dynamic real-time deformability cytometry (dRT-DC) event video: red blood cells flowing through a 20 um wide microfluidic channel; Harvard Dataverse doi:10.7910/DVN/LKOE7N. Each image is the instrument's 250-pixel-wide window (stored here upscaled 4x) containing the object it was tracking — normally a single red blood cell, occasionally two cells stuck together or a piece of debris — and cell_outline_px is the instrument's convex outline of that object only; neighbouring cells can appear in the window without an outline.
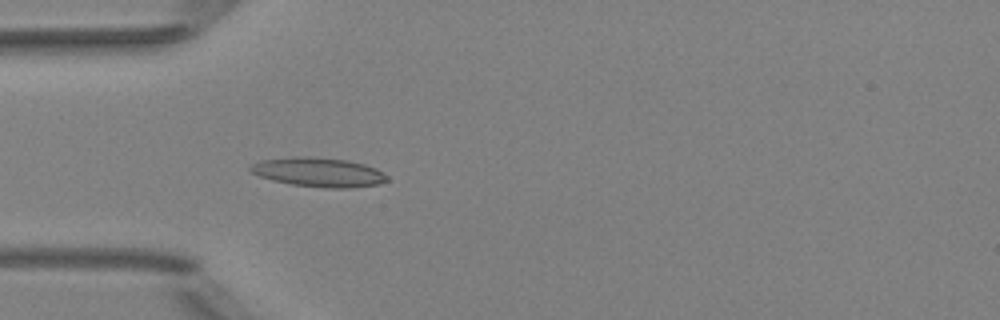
{"species": "Egyptian fruit bat (a non-hibernating species)", "species_latin": "Rousettus aegyptiacus", "temperature_condition": "room temperature", "stored_images_in_passage": 51, "camera_frame_rate_fps": 3000, "um_per_image_px": 0.085, "animal": {"sex": "female"}, "frame": {"image": 1, "passage_image": 15, "time_ms": 4.667, "image_size_px": [1000, 320], "cell_outline_px": [[388, 180], [376, 184], [352, 188], [324, 188], [292, 184], [272, 180], [260, 176], [252, 172], [248, 168], [252, 164], [260, 160], [296, 156], [304, 156], [344, 160], [364, 164], [376, 168], [388, 176]], "centroid_in_image_um": [27.07, 14.64], "position_along_channel_um": 57.9, "area_um2": 23.12}}
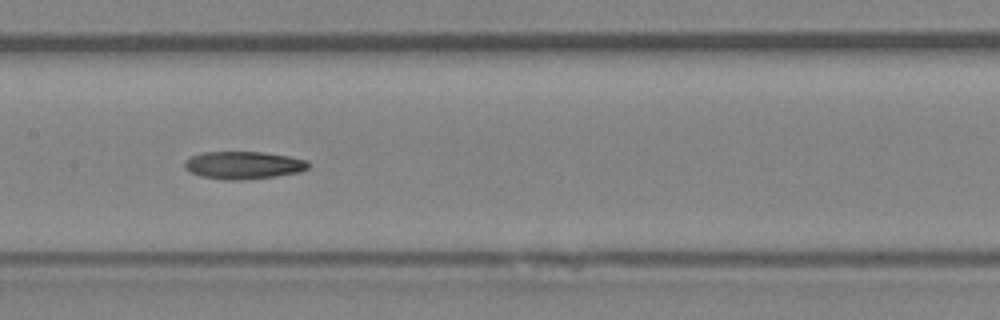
{"frame": {"image": 2, "passage_image": 25, "time_ms": 8.0, "image_size_px": [1000, 320], "cell_outline_px": [[308, 168], [300, 172], [276, 176], [240, 180], [228, 180], [200, 176], [184, 168], [184, 160], [192, 156], [204, 152], [264, 152], [288, 156], [308, 160]], "centroid_in_image_um": [20.69, 14.04], "position_along_channel_um": 186.7, "area_um2": 19.88}}
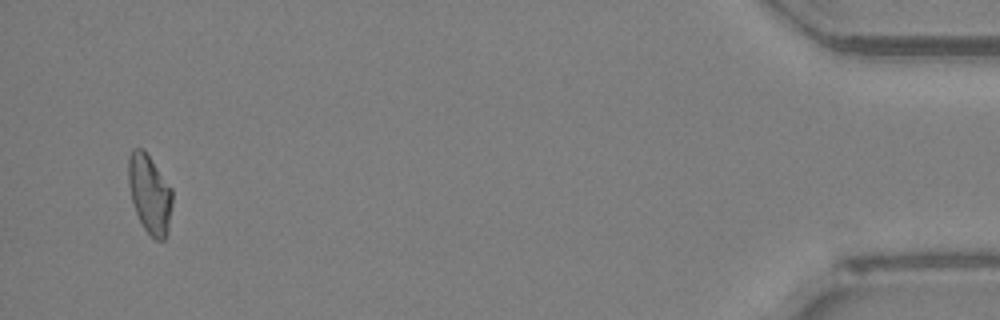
{"frame": {"image": 3, "passage_image": 49, "time_ms": 16.0, "image_size_px": [1000, 320], "cell_outline_px": [[172, 204], [168, 232], [164, 240], [156, 240], [144, 228], [136, 212], [132, 200], [128, 184], [128, 156], [132, 148], [144, 148], [172, 188]], "centroid_in_image_um": [12.72, 16.45], "position_along_channel_um": 422.5, "area_um2": 20.29}, "authors_computed_cell_mechanics": {"area_um2": 20.0566, "velocity_mm_per_s": 3.9962, "shape_relaxation_time_tau1_ms": null, "shape_relaxation_time_tau2_ms": 4.8063, "deformation_change_tau1": null, "deformation_change_tau2": 0.1268}}